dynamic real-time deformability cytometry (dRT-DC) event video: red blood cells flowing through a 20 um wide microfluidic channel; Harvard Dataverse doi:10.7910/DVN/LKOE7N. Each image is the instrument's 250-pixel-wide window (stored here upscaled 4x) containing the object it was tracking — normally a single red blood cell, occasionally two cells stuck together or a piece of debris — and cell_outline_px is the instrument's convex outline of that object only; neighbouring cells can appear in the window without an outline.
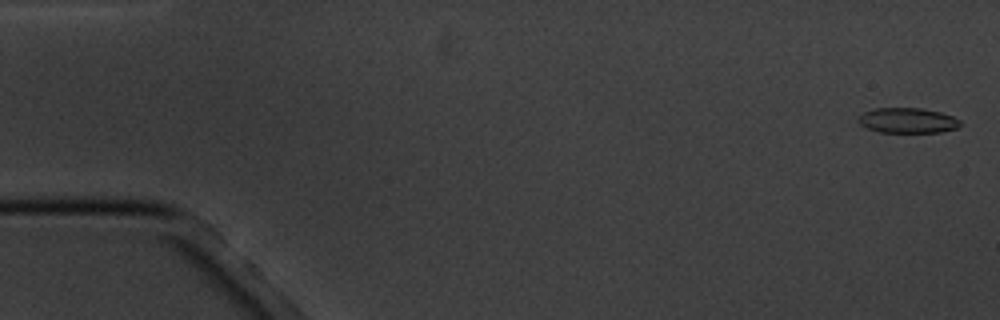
{"species": "common noctule bat (a hibernating species)", "species_latin": "Nyctalus noctula", "temperature_condition": "cold", "stored_images_in_passage": 5, "camera_frame_rate_fps": 3000, "um_per_image_px": 0.085, "animal": {"sex": "male", "body_mass_g": 20.1, "forearm_length_mm": 53.5}, "frame": {"image": 1, "passage_image": 1, "time_ms": 0.0, "image_size_px": [1000, 320], "cell_outline_px": [[960, 124], [956, 128], [940, 132], [880, 132], [868, 128], [860, 124], [860, 116], [864, 112], [876, 108], [920, 108], [940, 112], [952, 116], [960, 120]], "centroid_in_image_um": [77.16, 10.24], "position_along_channel_um": 7.8, "area_um2": 14.68}}
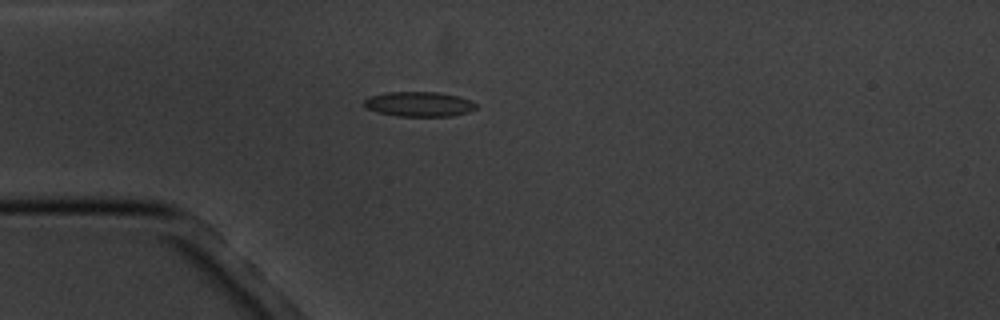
{"frame": {"image": 2, "passage_image": 5, "time_ms": 4.667, "image_size_px": [1000, 320], "cell_outline_px": [[476, 108], [468, 112], [452, 116], [396, 116], [376, 112], [364, 108], [364, 100], [368, 96], [388, 92], [436, 92], [460, 96], [476, 104]], "centroid_in_image_um": [35.57, 8.85], "position_along_channel_um": 49.4, "area_um2": 16.3}}